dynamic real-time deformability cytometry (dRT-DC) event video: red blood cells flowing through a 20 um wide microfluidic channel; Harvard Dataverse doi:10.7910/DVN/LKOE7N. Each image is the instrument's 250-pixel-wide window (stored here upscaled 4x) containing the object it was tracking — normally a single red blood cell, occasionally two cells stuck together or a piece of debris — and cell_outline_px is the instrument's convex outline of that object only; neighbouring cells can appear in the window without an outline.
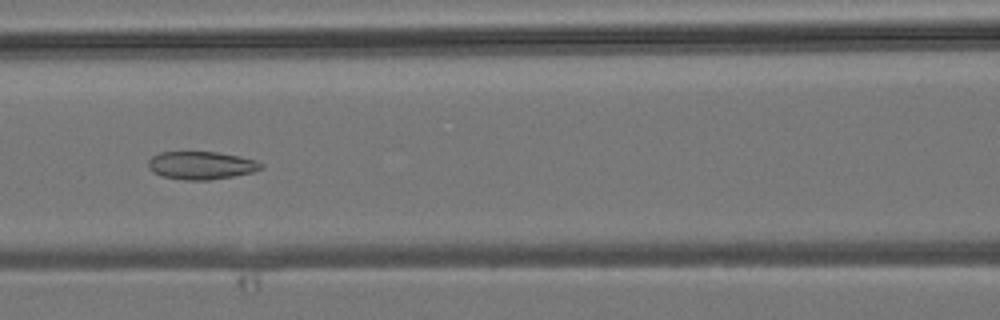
{"species": "common noctule bat (a hibernating species)", "species_latin": "Nyctalus noctula", "temperature_condition": "room temperature", "stored_images_in_passage": 7, "camera_frame_rate_fps": 3000, "um_per_image_px": 0.085, "animal": {"sex": "male", "body_mass_g": 19.2, "forearm_length_mm": 51.8}, "frame": {"image": 1, "passage_image": 7, "time_ms": 6.667, "image_size_px": [1000, 320], "cell_outline_px": [[264, 168], [252, 172], [232, 176], [208, 180], [184, 180], [160, 176], [152, 172], [148, 168], [148, 160], [152, 156], [160, 152], [216, 152], [256, 160], [264, 164]], "centroid_in_image_um": [17.07, 14.06], "position_along_channel_um": 149.5, "area_um2": 18.38}}